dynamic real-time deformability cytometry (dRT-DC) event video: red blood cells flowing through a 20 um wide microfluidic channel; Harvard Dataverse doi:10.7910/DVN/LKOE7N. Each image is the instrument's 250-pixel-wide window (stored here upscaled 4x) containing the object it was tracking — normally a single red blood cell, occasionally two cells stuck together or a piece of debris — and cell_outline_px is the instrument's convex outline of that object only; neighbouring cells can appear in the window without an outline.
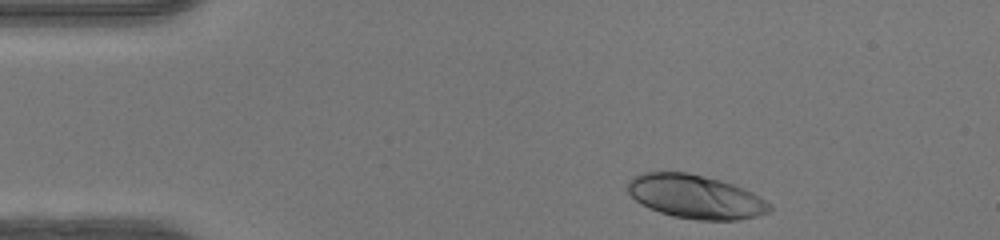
{"species": "human", "species_latin": "Homo sapiens", "temperature_condition": "warm", "stored_images_in_passage": 36, "camera_frame_rate_fps": 3000, "um_per_image_px": 0.085, "donor": {"sex": "female"}, "frame": {"image": 1, "passage_image": 2, "time_ms": 0.333, "image_size_px": [1000, 240], "cell_outline_px": [[772, 208], [768, 212], [756, 216], [736, 220], [696, 220], [672, 216], [648, 208], [640, 204], [628, 192], [628, 180], [632, 176], [644, 172], [688, 172], [720, 180], [732, 184], [752, 192], [772, 204]], "centroid_in_image_um": [59.09, 16.72], "position_along_channel_um": 25.9, "area_um2": 36.18}}
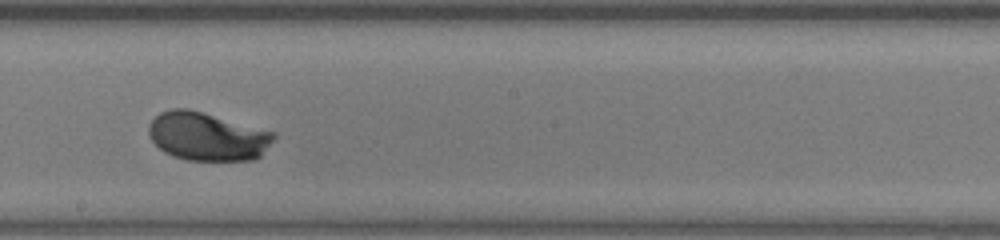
{"frame": {"image": 2, "passage_image": 22, "time_ms": 7.0, "image_size_px": [1000, 240], "cell_outline_px": [[276, 136], [260, 156], [252, 160], [188, 160], [172, 156], [164, 152], [152, 140], [148, 132], [148, 124], [160, 112], [172, 108], [188, 108], [276, 132]], "centroid_in_image_um": [17.61, 11.59], "position_along_channel_um": 230.6, "area_um2": 35.2}}
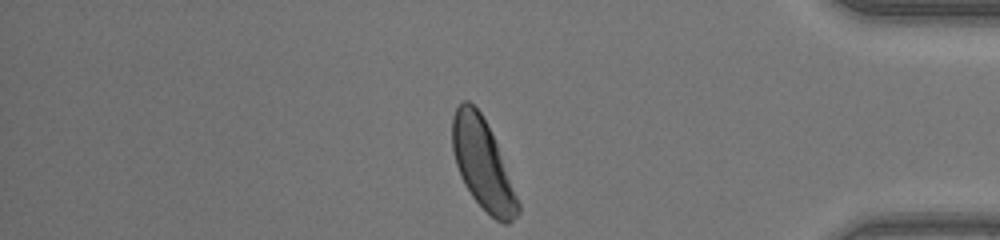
{"frame": {"image": 3, "passage_image": 36, "time_ms": 11.667, "image_size_px": [1000, 240], "cell_outline_px": [[520, 212], [508, 224], [504, 224], [496, 220], [472, 196], [464, 184], [460, 176], [456, 164], [452, 148], [452, 116], [456, 108], [464, 100], [468, 100], [480, 112], [496, 144], [520, 204]], "centroid_in_image_um": [41.0, 13.97], "position_along_channel_um": 394.2, "area_um2": 33.58}, "authors_computed_cell_mechanics": {"area_um2": 35.0846, "velocity_mm_per_s": 4.147, "shape_relaxation_time_tau1_ms": 1.8203, "shape_relaxation_time_tau2_ms": null, "deformation_change_tau1": 0.1613, "deformation_change_tau2": null}}